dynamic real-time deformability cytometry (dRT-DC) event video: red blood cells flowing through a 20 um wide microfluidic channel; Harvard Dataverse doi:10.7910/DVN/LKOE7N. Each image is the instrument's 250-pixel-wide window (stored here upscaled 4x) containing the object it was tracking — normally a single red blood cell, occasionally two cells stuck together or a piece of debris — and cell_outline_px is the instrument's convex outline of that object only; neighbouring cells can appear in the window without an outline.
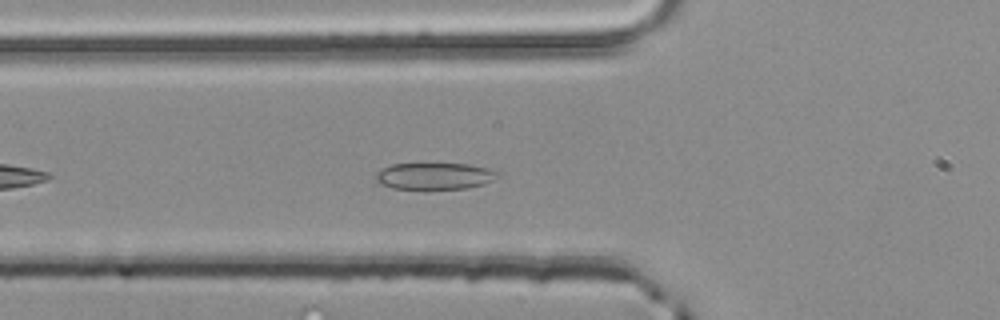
{"species": "common noctule bat (a hibernating species)", "species_latin": "Nyctalus noctula", "temperature_condition": "room temperature", "stored_images_in_passage": 25, "camera_frame_rate_fps": 3000, "um_per_image_px": 0.085, "animal": {"sex": "male", "body_mass_g": 20.4}, "frame": {"image": 1, "passage_image": 6, "time_ms": 1.667, "image_size_px": [1000, 320], "cell_outline_px": [[500, 176], [484, 184], [468, 188], [428, 192], [424, 192], [392, 188], [376, 184], [376, 172], [392, 164], [468, 164], [488, 168], [500, 172]], "centroid_in_image_um": [36.91, 15.03], "position_along_channel_um": 88.9, "area_um2": 20.0}}
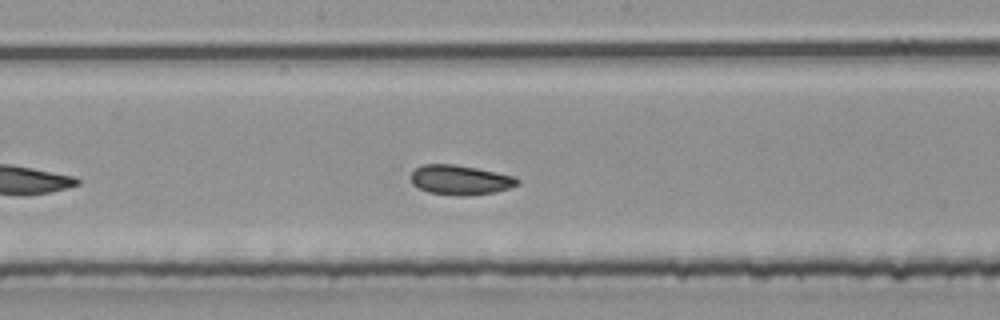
{"frame": {"image": 2, "passage_image": 15, "time_ms": 4.667, "image_size_px": [1000, 320], "cell_outline_px": [[520, 184], [496, 192], [468, 196], [456, 196], [428, 192], [412, 184], [412, 172], [420, 164], [452, 164], [476, 168], [516, 176], [520, 180]], "centroid_in_image_um": [39.15, 15.3], "position_along_channel_um": 209.1, "area_um2": 18.55}}
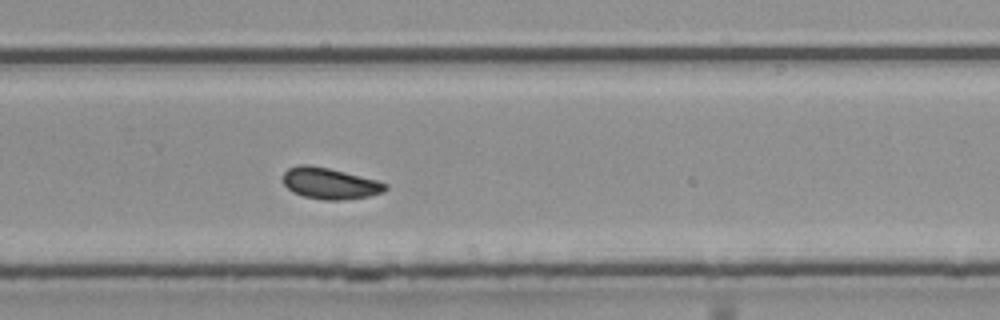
{"frame": {"image": 3, "passage_image": 22, "time_ms": 7.0, "image_size_px": [1000, 320], "cell_outline_px": [[388, 188], [384, 192], [368, 196], [344, 200], [324, 200], [304, 196], [292, 192], [284, 184], [284, 172], [288, 168], [296, 164], [308, 164], [328, 168], [376, 180], [388, 184]], "centroid_in_image_um": [28.03, 15.59], "position_along_channel_um": 301.8, "area_um2": 18.61}}